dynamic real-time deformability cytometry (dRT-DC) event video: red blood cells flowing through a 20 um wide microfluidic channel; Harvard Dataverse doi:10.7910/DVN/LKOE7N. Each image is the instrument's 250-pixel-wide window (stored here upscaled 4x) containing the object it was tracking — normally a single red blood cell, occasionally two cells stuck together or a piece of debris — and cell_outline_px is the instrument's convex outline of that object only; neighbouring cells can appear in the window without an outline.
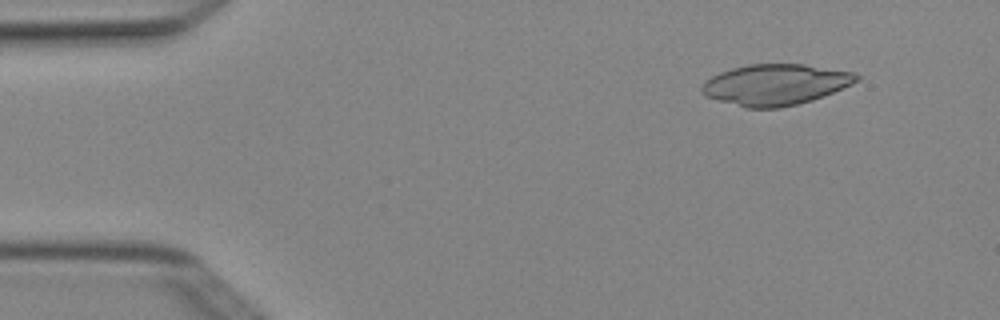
{"species": "Egyptian fruit bat (a non-hibernating species)", "species_latin": "Rousettus aegyptiacus", "temperature_condition": "cold", "stored_images_in_passage": 4, "camera_frame_rate_fps": 3000, "um_per_image_px": 0.085, "animal": {"sex": "female"}, "frame": {"image": 1, "passage_image": 2, "time_ms": 0.333, "image_size_px": [1000, 320], "cell_outline_px": [[860, 80], [852, 84], [824, 96], [812, 100], [780, 108], [748, 108], [704, 96], [700, 92], [700, 88], [704, 80], [720, 72], [732, 68], [748, 64], [804, 64], [852, 72], [860, 76]], "centroid_in_image_um": [65.89, 7.19], "position_along_channel_um": 19.1, "area_um2": 36.93}}